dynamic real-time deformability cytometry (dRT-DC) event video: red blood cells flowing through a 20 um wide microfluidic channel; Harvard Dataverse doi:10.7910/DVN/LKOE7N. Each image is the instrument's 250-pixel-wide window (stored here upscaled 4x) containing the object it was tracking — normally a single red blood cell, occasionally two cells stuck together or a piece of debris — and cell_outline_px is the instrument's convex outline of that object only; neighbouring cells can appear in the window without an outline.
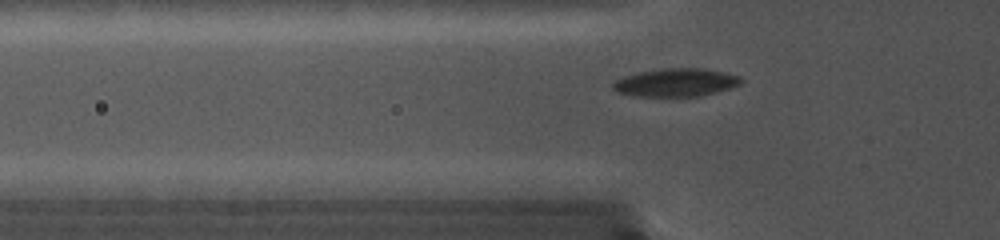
{"species": "common noctule bat (a hibernating species)", "species_latin": "Nyctalus noctula", "temperature_condition": "cold", "stored_images_in_passage": 25, "camera_frame_rate_fps": 5000, "um_per_image_px": 0.085, "animal": {"sex": "female", "body_mass_g": 19.0, "forearm_length_mm": 56.7}, "frame": {"image": 1, "passage_image": 21, "time_ms": 4.0, "image_size_px": [1000, 240], "cell_outline_px": [[744, 80], [740, 84], [728, 88], [700, 96], [636, 96], [616, 92], [612, 88], [612, 80], [636, 72], [660, 68], [704, 68], [724, 72], [740, 76]], "centroid_in_image_um": [57.39, 7.0], "position_along_channel_um": 68.4, "area_um2": 21.15}}